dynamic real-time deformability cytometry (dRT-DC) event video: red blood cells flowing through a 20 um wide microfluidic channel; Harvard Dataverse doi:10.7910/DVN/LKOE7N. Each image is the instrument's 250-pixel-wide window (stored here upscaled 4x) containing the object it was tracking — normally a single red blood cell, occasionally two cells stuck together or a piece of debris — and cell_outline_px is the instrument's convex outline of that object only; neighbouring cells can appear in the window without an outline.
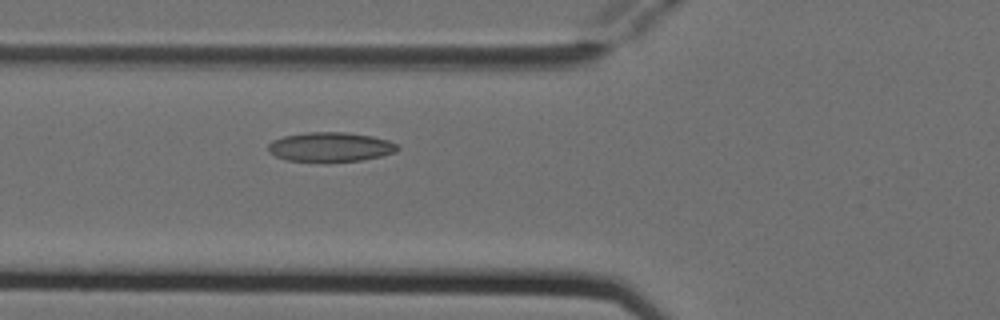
{"species": "Egyptian fruit bat (a non-hibernating species)", "species_latin": "Rousettus aegyptiacus", "temperature_condition": "cold", "stored_images_in_passage": 5, "camera_frame_rate_fps": 3000, "um_per_image_px": 0.085, "animal": {"sex": "female"}, "frame": {"image": 1, "passage_image": 5, "time_ms": 1.333, "image_size_px": [1000, 320], "cell_outline_px": [[400, 148], [396, 152], [380, 156], [360, 160], [328, 164], [324, 164], [288, 160], [276, 156], [268, 152], [268, 144], [272, 140], [284, 136], [308, 132], [344, 132], [372, 136], [388, 140], [396, 144]], "centroid_in_image_um": [28.06, 12.52], "position_along_channel_um": 97.7, "area_um2": 22.77}}